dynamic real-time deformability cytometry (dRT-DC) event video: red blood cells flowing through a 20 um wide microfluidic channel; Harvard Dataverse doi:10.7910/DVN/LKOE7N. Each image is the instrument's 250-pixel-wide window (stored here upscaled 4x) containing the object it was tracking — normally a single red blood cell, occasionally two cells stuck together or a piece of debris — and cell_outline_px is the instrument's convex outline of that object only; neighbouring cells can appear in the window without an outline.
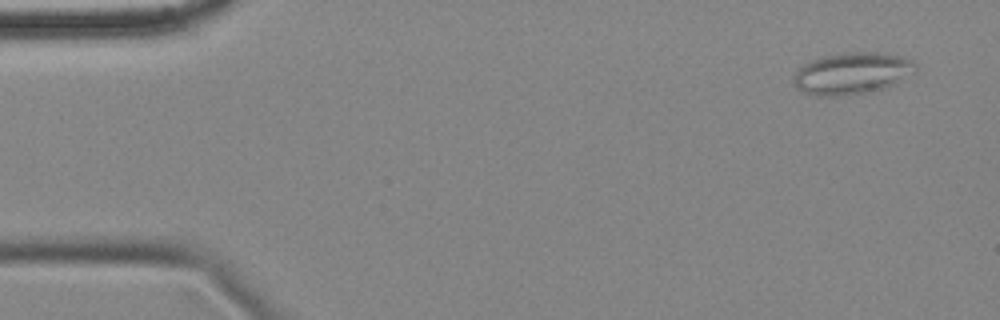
{"species": "common noctule bat (a hibernating species)", "species_latin": "Nyctalus noctula", "temperature_condition": "cold", "stored_images_in_passage": 56, "camera_frame_rate_fps": 3000, "um_per_image_px": 0.085, "animal": {"sex": "female", "body_mass_g": 18.4}, "frame": {"image": 1, "passage_image": 3, "time_ms": 0.667, "image_size_px": [1000, 320], "cell_outline_px": [[916, 72], [884, 88], [864, 92], [836, 96], [816, 96], [804, 92], [796, 88], [792, 84], [792, 76], [804, 64], [812, 60], [824, 56], [848, 52], [876, 52], [900, 56], [912, 60], [916, 64]], "centroid_in_image_um": [72.39, 6.23], "position_along_channel_um": 12.6, "area_um2": 29.48}}
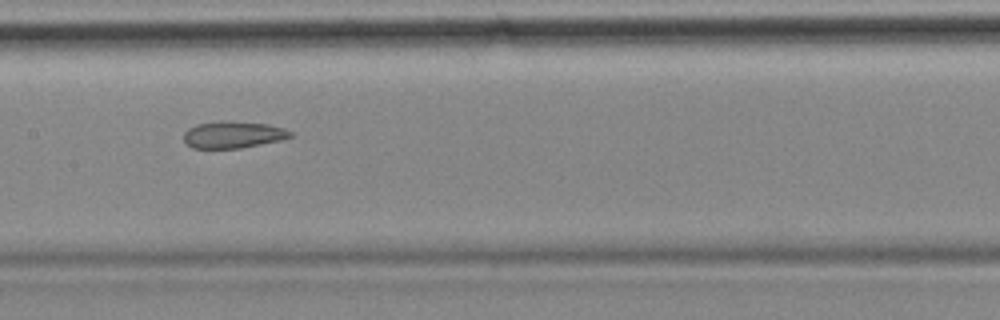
{"frame": {"image": 2, "passage_image": 27, "time_ms": 8.667, "image_size_px": [1000, 320], "cell_outline_px": [[296, 136], [280, 140], [240, 148], [192, 148], [184, 144], [184, 132], [188, 128], [196, 124], [220, 120], [224, 120], [268, 124], [284, 128], [292, 132]], "centroid_in_image_um": [19.8, 11.44], "position_along_channel_um": 187.6, "area_um2": 16.94}}
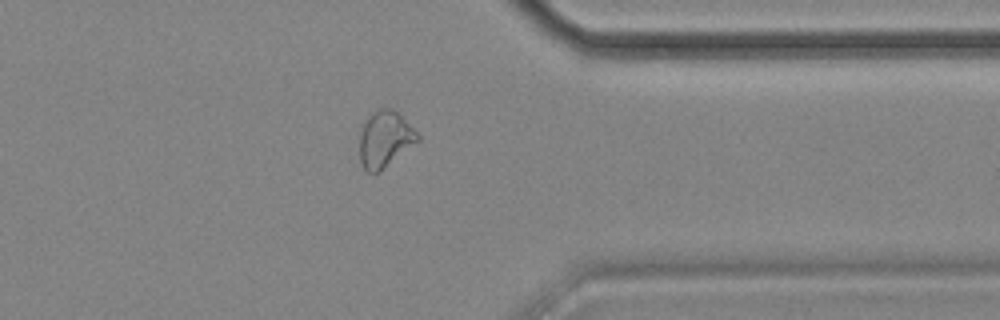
{"frame": {"image": 3, "passage_image": 44, "time_ms": 14.333, "image_size_px": [1000, 320], "cell_outline_px": [[420, 140], [380, 172], [368, 172], [364, 168], [360, 160], [356, 132], [360, 124], [372, 112], [380, 108], [392, 108], [420, 136]], "centroid_in_image_um": [32.63, 11.83], "position_along_channel_um": 378.8, "area_um2": 19.54}, "authors_computed_cell_mechanics": {"area_um2": 20.6346, "velocity_mm_per_s": 3.5285, "shape_relaxation_time_tau1_ms": null, "shape_relaxation_time_tau2_ms": 2.9579, "deformation_change_tau1": null, "deformation_change_tau2": 0.1056}}